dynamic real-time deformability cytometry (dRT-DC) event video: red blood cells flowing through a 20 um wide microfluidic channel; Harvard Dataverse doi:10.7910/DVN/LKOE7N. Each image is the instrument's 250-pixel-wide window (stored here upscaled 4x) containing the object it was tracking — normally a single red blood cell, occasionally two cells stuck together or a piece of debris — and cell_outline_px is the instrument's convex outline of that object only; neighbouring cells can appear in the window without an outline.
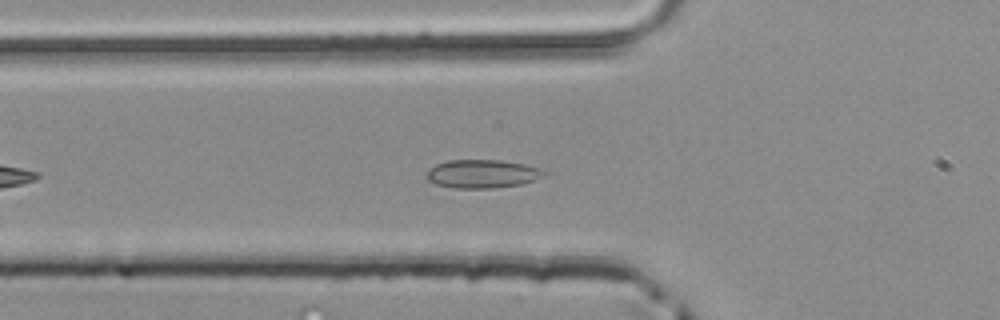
{"species": "common noctule bat (a hibernating species)", "species_latin": "Nyctalus noctula", "temperature_condition": "room temperature", "stored_images_in_passage": 33, "camera_frame_rate_fps": 3000, "um_per_image_px": 0.085, "animal": {"sex": "male", "body_mass_g": 20.4}, "frame": {"image": 1, "passage_image": 8, "time_ms": 2.333, "image_size_px": [1000, 320], "cell_outline_px": [[548, 172], [544, 176], [520, 184], [492, 188], [452, 188], [436, 184], [428, 180], [424, 176], [424, 172], [436, 164], [448, 160], [500, 160], [524, 164], [540, 168]], "centroid_in_image_um": [40.95, 14.77], "position_along_channel_um": 84.9, "area_um2": 19.54}}
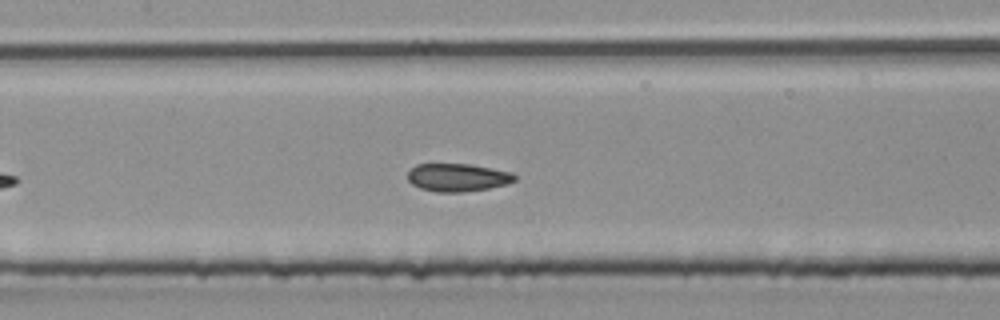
{"frame": {"image": 2, "passage_image": 14, "time_ms": 4.333, "image_size_px": [1000, 320], "cell_outline_px": [[516, 180], [508, 184], [488, 188], [464, 192], [436, 192], [420, 188], [412, 184], [408, 180], [408, 172], [416, 164], [468, 164], [512, 172], [516, 176]], "centroid_in_image_um": [38.9, 15.09], "position_along_channel_um": 168.5, "area_um2": 17.4}}
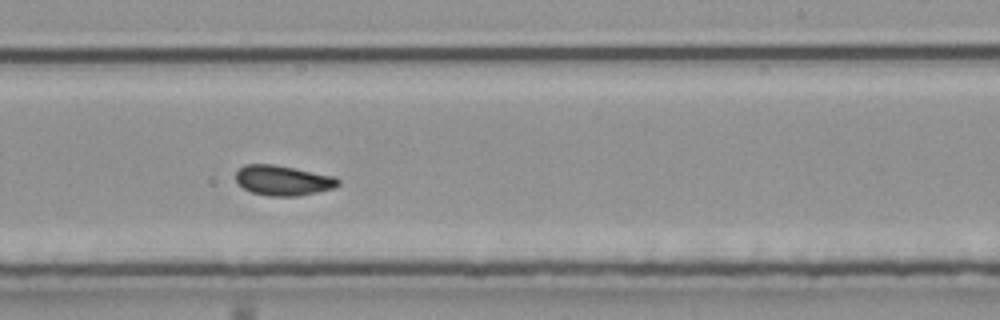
{"frame": {"image": 3, "passage_image": 21, "time_ms": 6.667, "image_size_px": [1000, 320], "cell_outline_px": [[340, 184], [332, 188], [316, 192], [296, 196], [268, 196], [252, 192], [244, 188], [236, 180], [236, 172], [244, 164], [272, 164], [336, 176], [340, 180]], "centroid_in_image_um": [24.06, 15.33], "position_along_channel_um": 264.9, "area_um2": 17.8}}